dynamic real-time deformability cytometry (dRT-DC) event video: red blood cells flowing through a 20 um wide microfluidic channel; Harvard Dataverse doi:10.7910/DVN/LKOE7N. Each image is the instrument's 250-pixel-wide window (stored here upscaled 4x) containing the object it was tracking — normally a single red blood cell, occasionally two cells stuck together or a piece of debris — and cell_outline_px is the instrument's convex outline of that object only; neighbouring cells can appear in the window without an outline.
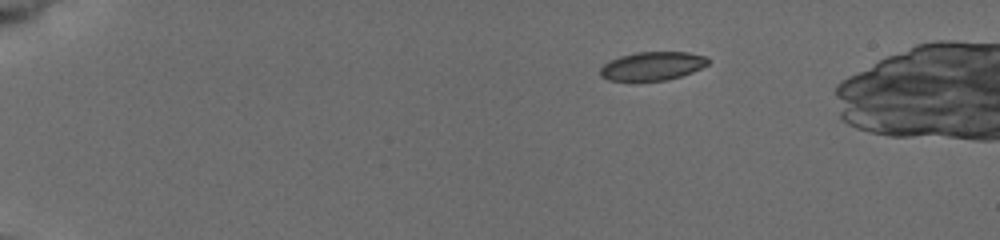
{"species": "common noctule bat (a hibernating species)", "species_latin": "Nyctalus noctula", "temperature_condition": "cold", "stored_images_in_passage": 8, "camera_frame_rate_fps": 3000, "um_per_image_px": 0.085, "animal": {"sex": "female", "body_mass_g": 19.5, "forearm_length_mm": 54.1}, "frame": {"image": 1, "passage_image": 1, "time_ms": 0.0, "image_size_px": [1000, 240], "cell_outline_px": [[708, 64], [692, 72], [680, 76], [664, 80], [608, 80], [600, 76], [600, 68], [608, 60], [620, 56], [636, 52], [688, 52], [708, 56]], "centroid_in_image_um": [55.44, 5.59], "position_along_channel_um": 29.6, "area_um2": 17.86}}
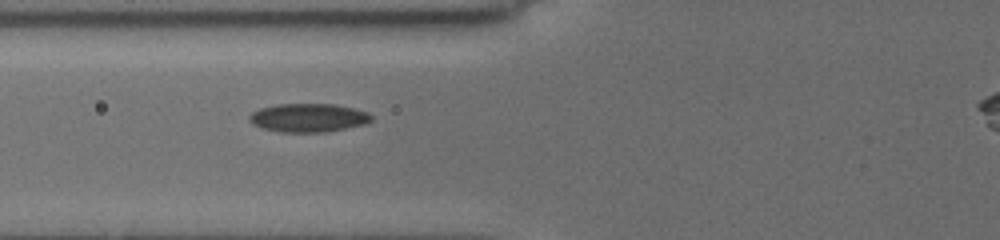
{"frame": {"image": 2, "passage_image": 8, "time_ms": 4.333, "image_size_px": [1000, 240], "cell_outline_px": [[372, 120], [368, 124], [324, 132], [280, 132], [260, 128], [252, 124], [248, 120], [248, 116], [252, 112], [260, 108], [276, 104], [336, 104], [356, 108], [368, 112], [372, 116]], "centroid_in_image_um": [26.21, 10.01], "position_along_channel_um": 99.6, "area_um2": 20.63}}